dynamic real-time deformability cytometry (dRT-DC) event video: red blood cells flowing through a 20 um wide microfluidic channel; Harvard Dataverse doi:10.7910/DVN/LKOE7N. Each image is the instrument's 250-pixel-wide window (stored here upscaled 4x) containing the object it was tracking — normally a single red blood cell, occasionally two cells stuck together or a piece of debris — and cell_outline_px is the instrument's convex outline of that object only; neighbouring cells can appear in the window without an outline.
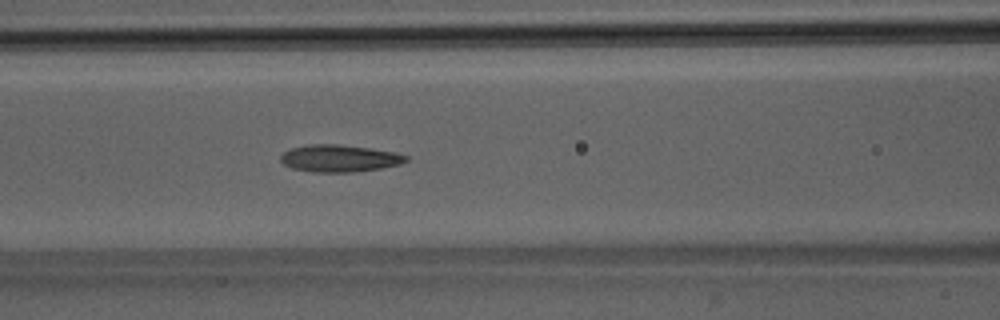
{"species": "Egyptian fruit bat (a non-hibernating species)", "species_latin": "Rousettus aegyptiacus", "temperature_condition": "room temperature", "stored_images_in_passage": 38, "segment_of_instrument_passage": [1, 2], "camera_frame_rate_fps": 3000, "um_per_image_px": 0.085, "animal": {"sex": "male"}, "frame": {"image": 1, "passage_image": 8, "time_ms": 2.333, "image_size_px": [1000, 320], "cell_outline_px": [[408, 160], [400, 164], [380, 168], [352, 172], [312, 172], [292, 168], [284, 164], [280, 160], [280, 156], [284, 152], [292, 148], [308, 144], [340, 144], [396, 152], [408, 156]], "centroid_in_image_um": [28.84, 13.45], "position_along_channel_um": 137.8, "area_um2": 19.77}}
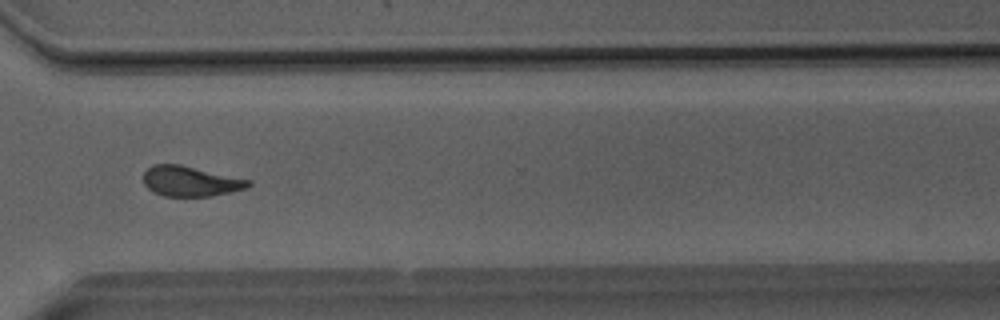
{"frame": {"image": 2, "passage_image": 24, "time_ms": 7.667, "image_size_px": [1000, 320], "cell_outline_px": [[252, 184], [248, 188], [212, 196], [164, 196], [148, 188], [144, 184], [144, 172], [152, 164], [180, 164], [252, 180]], "centroid_in_image_um": [16.22, 15.4], "position_along_channel_um": 354.4, "area_um2": 18.5}}
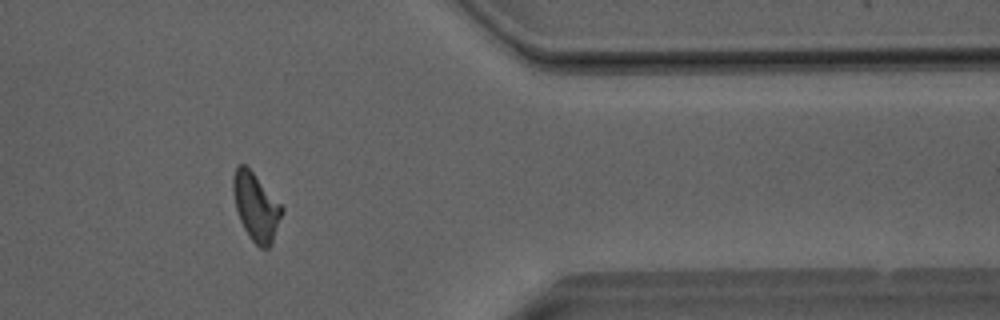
{"frame": {"image": 3, "passage_image": 28, "time_ms": 9.0, "image_size_px": [1000, 320], "cell_outline_px": [[284, 212], [272, 244], [268, 248], [260, 248], [248, 236], [240, 220], [236, 208], [232, 188], [232, 176], [236, 168], [240, 164], [244, 164], [252, 172], [284, 208]], "centroid_in_image_um": [21.77, 17.61], "position_along_channel_um": 389.6, "area_um2": 19.13}}